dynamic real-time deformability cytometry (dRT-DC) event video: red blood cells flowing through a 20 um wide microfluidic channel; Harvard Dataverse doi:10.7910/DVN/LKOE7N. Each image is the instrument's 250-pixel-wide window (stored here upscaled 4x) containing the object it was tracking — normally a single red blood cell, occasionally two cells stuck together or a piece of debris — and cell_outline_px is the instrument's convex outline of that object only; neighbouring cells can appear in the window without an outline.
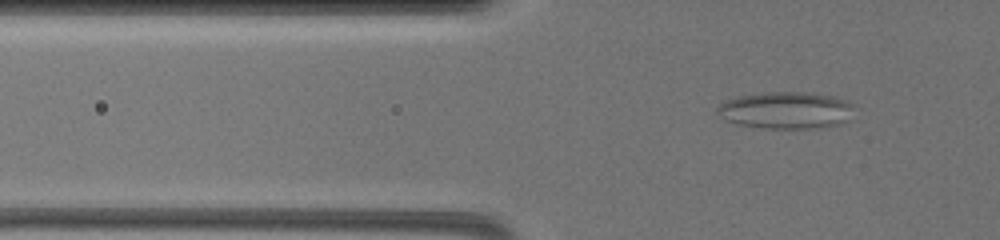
{"species": "common noctule bat (a hibernating species)", "species_latin": "Nyctalus noctula", "temperature_condition": "warm", "stored_images_in_passage": 63, "camera_frame_rate_fps": 3000, "um_per_image_px": 0.085, "animal": {"sex": "female", "body_mass_g": 19.5, "forearm_length_mm": 54.1}, "frame": {"image": 1, "passage_image": 23, "time_ms": 7.667, "image_size_px": [1000, 240], "cell_outline_px": [[852, 120], [828, 128], [764, 128], [740, 124], [724, 120], [716, 112], [716, 108], [720, 104], [728, 100], [740, 96], [764, 92], [804, 92], [836, 96], [848, 100], [852, 104]], "centroid_in_image_um": [66.88, 9.38], "position_along_channel_um": 58.9, "area_um2": 29.82}}
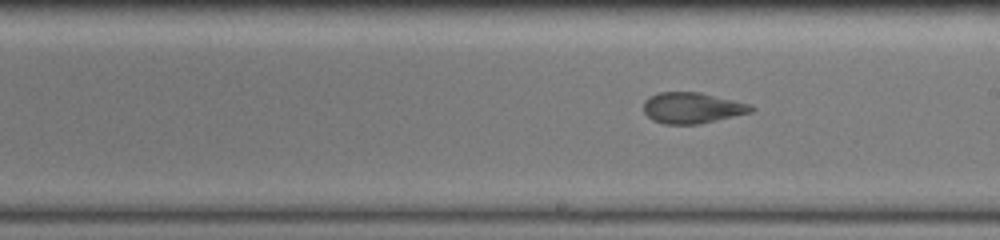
{"frame": {"image": 2, "passage_image": 39, "time_ms": 13.0, "image_size_px": [1000, 240], "cell_outline_px": [[756, 108], [752, 112], [700, 124], [664, 124], [652, 120], [644, 112], [644, 100], [660, 92], [700, 92], [752, 104]], "centroid_in_image_um": [58.87, 9.17], "position_along_channel_um": 230.1, "area_um2": 19.48}}
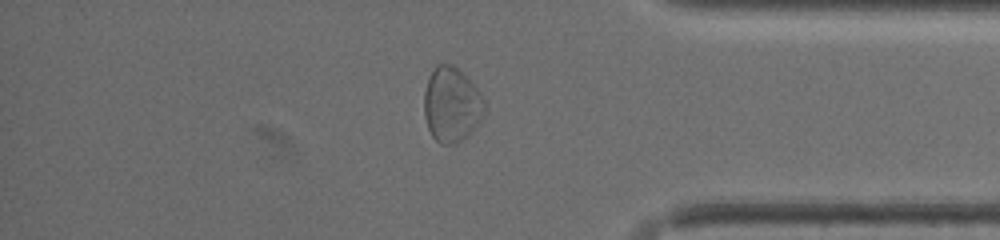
{"frame": {"image": 3, "passage_image": 54, "time_ms": 18.0, "image_size_px": [1000, 240], "cell_outline_px": [[484, 112], [480, 120], [472, 132], [468, 136], [456, 144], [440, 144], [432, 136], [428, 128], [424, 116], [424, 92], [428, 76], [436, 64], [456, 64], [480, 92], [484, 100]], "centroid_in_image_um": [38.37, 8.88], "position_along_channel_um": 396.8, "area_um2": 26.7}}